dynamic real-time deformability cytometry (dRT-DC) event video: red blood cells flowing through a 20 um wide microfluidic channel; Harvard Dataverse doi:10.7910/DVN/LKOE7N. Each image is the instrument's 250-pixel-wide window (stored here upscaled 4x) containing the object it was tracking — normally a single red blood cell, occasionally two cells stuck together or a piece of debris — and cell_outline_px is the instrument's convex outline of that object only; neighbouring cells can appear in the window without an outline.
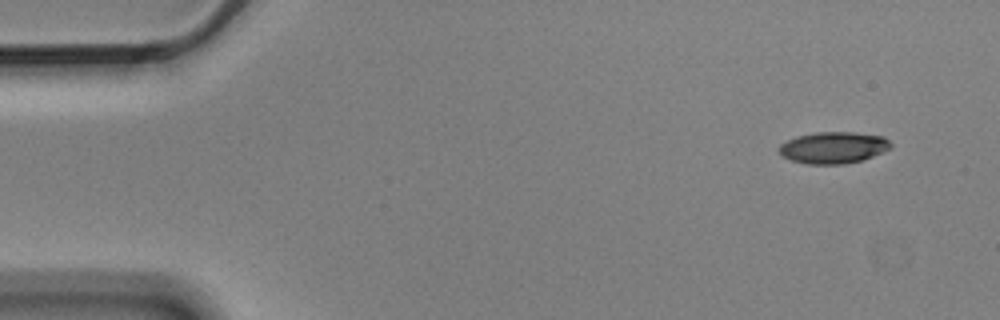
{"species": "Egyptian fruit bat (a non-hibernating species)", "species_latin": "Rousettus aegyptiacus", "temperature_condition": "cold", "stored_images_in_passage": 8, "camera_frame_rate_fps": 3000, "um_per_image_px": 0.085, "animal": {"sex": "male"}, "frame": {"image": 1, "passage_image": 1, "time_ms": 0.0, "image_size_px": [1000, 320], "cell_outline_px": [[892, 148], [872, 156], [860, 160], [844, 164], [804, 164], [780, 156], [780, 144], [796, 136], [816, 132], [856, 132], [884, 136], [892, 144]], "centroid_in_image_um": [70.84, 12.54], "position_along_channel_um": 14.2, "area_um2": 20.63}}
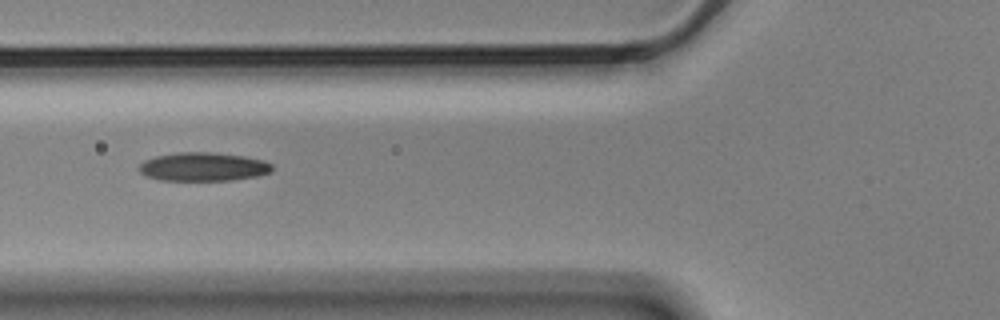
{"frame": {"image": 2, "passage_image": 6, "time_ms": 1.667, "image_size_px": [1000, 320], "cell_outline_px": [[272, 172], [256, 176], [232, 180], [160, 180], [144, 176], [136, 168], [144, 160], [156, 156], [180, 152], [212, 152], [244, 156], [264, 160], [272, 164]], "centroid_in_image_um": [17.25, 14.17], "position_along_channel_um": 108.5, "area_um2": 22.31}}
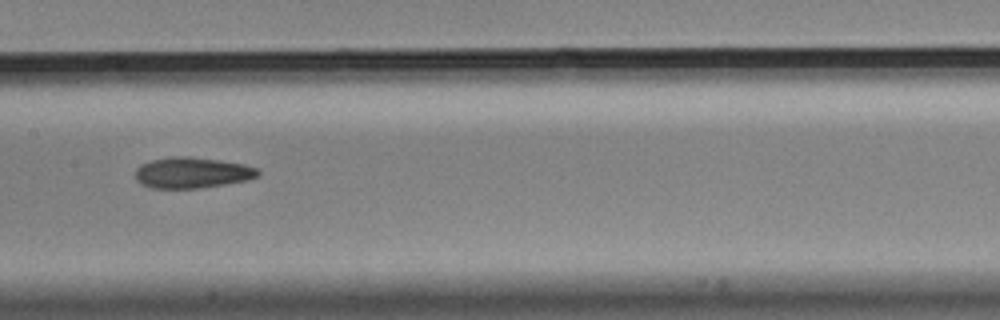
{"frame": {"image": 3, "passage_image": 8, "time_ms": 2.333, "image_size_px": [1000, 320], "cell_outline_px": [[260, 172], [256, 176], [248, 180], [200, 188], [152, 188], [140, 184], [136, 180], [136, 168], [140, 164], [152, 160], [172, 156], [188, 156], [220, 160], [244, 164], [256, 168]], "centroid_in_image_um": [16.3, 14.67], "position_along_channel_um": 191.1, "area_um2": 22.08}}